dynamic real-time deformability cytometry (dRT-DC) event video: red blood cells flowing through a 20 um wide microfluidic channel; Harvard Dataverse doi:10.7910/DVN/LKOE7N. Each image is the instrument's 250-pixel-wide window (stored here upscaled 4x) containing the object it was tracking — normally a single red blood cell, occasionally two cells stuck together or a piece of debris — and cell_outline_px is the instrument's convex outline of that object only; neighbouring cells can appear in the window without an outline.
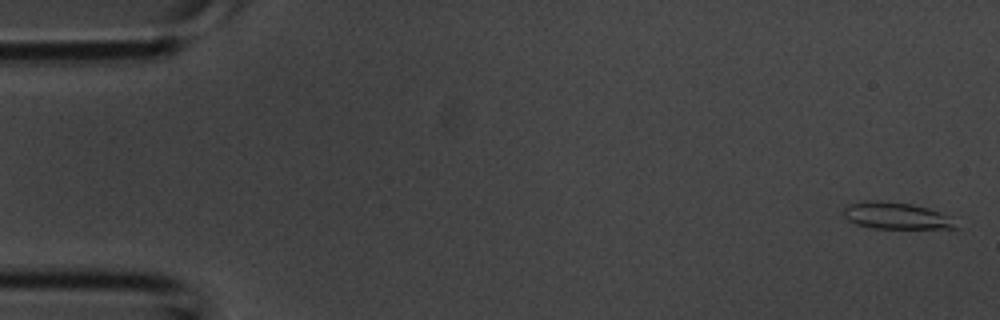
{"species": "common noctule bat (a hibernating species)", "species_latin": "Nyctalus noctula", "temperature_condition": "room temperature", "stored_images_in_passage": 4, "camera_frame_rate_fps": 3000, "um_per_image_px": 0.085, "animal": {"sex": "male", "body_mass_g": 20.1, "forearm_length_mm": 53.5}, "frame": {"image": 1, "passage_image": 1, "time_ms": 0.0, "image_size_px": [1000, 320], "cell_outline_px": [[960, 228], [872, 228], [856, 224], [848, 220], [840, 212], [848, 204], [864, 200], [876, 200], [912, 204], [928, 208], [944, 216]], "centroid_in_image_um": [76.02, 18.32], "position_along_channel_um": 9.0, "area_um2": 17.17}}
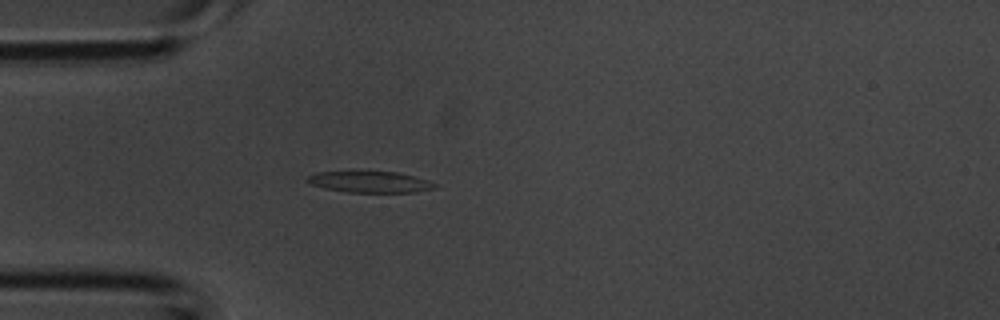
{"frame": {"image": 2, "passage_image": 4, "time_ms": 1.0, "image_size_px": [1000, 320], "cell_outline_px": [[436, 188], [416, 192], [348, 192], [324, 188], [312, 184], [304, 180], [308, 176], [316, 172], [396, 172], [428, 180], [436, 184]], "centroid_in_image_um": [31.44, 15.47], "position_along_channel_um": 53.6, "area_um2": 15.55}}